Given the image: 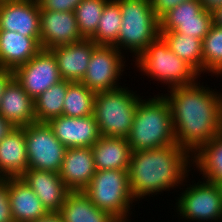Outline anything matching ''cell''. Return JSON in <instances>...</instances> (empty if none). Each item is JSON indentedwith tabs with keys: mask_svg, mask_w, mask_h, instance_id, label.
I'll return each instance as SVG.
<instances>
[{
	"mask_svg": "<svg viewBox=\"0 0 222 222\" xmlns=\"http://www.w3.org/2000/svg\"><path fill=\"white\" fill-rule=\"evenodd\" d=\"M197 81L161 93L169 104L176 144L191 156L222 132V93Z\"/></svg>",
	"mask_w": 222,
	"mask_h": 222,
	"instance_id": "obj_1",
	"label": "cell"
},
{
	"mask_svg": "<svg viewBox=\"0 0 222 222\" xmlns=\"http://www.w3.org/2000/svg\"><path fill=\"white\" fill-rule=\"evenodd\" d=\"M191 167L192 156L176 143L132 152L128 173L134 200L183 185Z\"/></svg>",
	"mask_w": 222,
	"mask_h": 222,
	"instance_id": "obj_2",
	"label": "cell"
},
{
	"mask_svg": "<svg viewBox=\"0 0 222 222\" xmlns=\"http://www.w3.org/2000/svg\"><path fill=\"white\" fill-rule=\"evenodd\" d=\"M126 140L132 152L176 143L169 104L161 94L153 98H142L138 102L134 122Z\"/></svg>",
	"mask_w": 222,
	"mask_h": 222,
	"instance_id": "obj_3",
	"label": "cell"
},
{
	"mask_svg": "<svg viewBox=\"0 0 222 222\" xmlns=\"http://www.w3.org/2000/svg\"><path fill=\"white\" fill-rule=\"evenodd\" d=\"M122 25L117 42L119 51L133 53L137 58L146 47L160 36V21L150 0H119Z\"/></svg>",
	"mask_w": 222,
	"mask_h": 222,
	"instance_id": "obj_4",
	"label": "cell"
},
{
	"mask_svg": "<svg viewBox=\"0 0 222 222\" xmlns=\"http://www.w3.org/2000/svg\"><path fill=\"white\" fill-rule=\"evenodd\" d=\"M135 92V93H134ZM121 87L111 91L96 92L93 116L101 136L126 138L134 122L138 102L137 91Z\"/></svg>",
	"mask_w": 222,
	"mask_h": 222,
	"instance_id": "obj_5",
	"label": "cell"
},
{
	"mask_svg": "<svg viewBox=\"0 0 222 222\" xmlns=\"http://www.w3.org/2000/svg\"><path fill=\"white\" fill-rule=\"evenodd\" d=\"M138 70L149 78L168 85V88L189 85L200 74L186 61L180 59L159 36L135 59Z\"/></svg>",
	"mask_w": 222,
	"mask_h": 222,
	"instance_id": "obj_6",
	"label": "cell"
},
{
	"mask_svg": "<svg viewBox=\"0 0 222 222\" xmlns=\"http://www.w3.org/2000/svg\"><path fill=\"white\" fill-rule=\"evenodd\" d=\"M83 193L97 208L110 213L117 220H130V210L135 200L128 170L96 171Z\"/></svg>",
	"mask_w": 222,
	"mask_h": 222,
	"instance_id": "obj_7",
	"label": "cell"
},
{
	"mask_svg": "<svg viewBox=\"0 0 222 222\" xmlns=\"http://www.w3.org/2000/svg\"><path fill=\"white\" fill-rule=\"evenodd\" d=\"M182 191L175 203L180 218L193 222L222 221V198L216 183L199 179Z\"/></svg>",
	"mask_w": 222,
	"mask_h": 222,
	"instance_id": "obj_8",
	"label": "cell"
},
{
	"mask_svg": "<svg viewBox=\"0 0 222 222\" xmlns=\"http://www.w3.org/2000/svg\"><path fill=\"white\" fill-rule=\"evenodd\" d=\"M28 169L59 173L67 150L47 123L35 122L23 127Z\"/></svg>",
	"mask_w": 222,
	"mask_h": 222,
	"instance_id": "obj_9",
	"label": "cell"
},
{
	"mask_svg": "<svg viewBox=\"0 0 222 222\" xmlns=\"http://www.w3.org/2000/svg\"><path fill=\"white\" fill-rule=\"evenodd\" d=\"M122 53L115 46L97 45L81 83L95 93L121 88L118 81L126 62Z\"/></svg>",
	"mask_w": 222,
	"mask_h": 222,
	"instance_id": "obj_10",
	"label": "cell"
},
{
	"mask_svg": "<svg viewBox=\"0 0 222 222\" xmlns=\"http://www.w3.org/2000/svg\"><path fill=\"white\" fill-rule=\"evenodd\" d=\"M13 75L33 100L62 80L56 58L50 50L44 49L26 64L17 67Z\"/></svg>",
	"mask_w": 222,
	"mask_h": 222,
	"instance_id": "obj_11",
	"label": "cell"
},
{
	"mask_svg": "<svg viewBox=\"0 0 222 222\" xmlns=\"http://www.w3.org/2000/svg\"><path fill=\"white\" fill-rule=\"evenodd\" d=\"M75 12L40 10V45L44 50L82 41Z\"/></svg>",
	"mask_w": 222,
	"mask_h": 222,
	"instance_id": "obj_12",
	"label": "cell"
},
{
	"mask_svg": "<svg viewBox=\"0 0 222 222\" xmlns=\"http://www.w3.org/2000/svg\"><path fill=\"white\" fill-rule=\"evenodd\" d=\"M47 124L56 138L67 148H91L101 136L93 115L78 118L61 115L51 119Z\"/></svg>",
	"mask_w": 222,
	"mask_h": 222,
	"instance_id": "obj_13",
	"label": "cell"
},
{
	"mask_svg": "<svg viewBox=\"0 0 222 222\" xmlns=\"http://www.w3.org/2000/svg\"><path fill=\"white\" fill-rule=\"evenodd\" d=\"M0 30L40 37V4L32 0L1 2Z\"/></svg>",
	"mask_w": 222,
	"mask_h": 222,
	"instance_id": "obj_14",
	"label": "cell"
},
{
	"mask_svg": "<svg viewBox=\"0 0 222 222\" xmlns=\"http://www.w3.org/2000/svg\"><path fill=\"white\" fill-rule=\"evenodd\" d=\"M20 178L30 186L50 213L59 212L71 192L59 173L28 169Z\"/></svg>",
	"mask_w": 222,
	"mask_h": 222,
	"instance_id": "obj_15",
	"label": "cell"
},
{
	"mask_svg": "<svg viewBox=\"0 0 222 222\" xmlns=\"http://www.w3.org/2000/svg\"><path fill=\"white\" fill-rule=\"evenodd\" d=\"M96 46L91 39H83L80 42L51 48L62 80L81 82Z\"/></svg>",
	"mask_w": 222,
	"mask_h": 222,
	"instance_id": "obj_16",
	"label": "cell"
},
{
	"mask_svg": "<svg viewBox=\"0 0 222 222\" xmlns=\"http://www.w3.org/2000/svg\"><path fill=\"white\" fill-rule=\"evenodd\" d=\"M96 171L90 147L67 148L59 176L71 191H83Z\"/></svg>",
	"mask_w": 222,
	"mask_h": 222,
	"instance_id": "obj_17",
	"label": "cell"
},
{
	"mask_svg": "<svg viewBox=\"0 0 222 222\" xmlns=\"http://www.w3.org/2000/svg\"><path fill=\"white\" fill-rule=\"evenodd\" d=\"M0 115L14 127H24L36 122L34 100L14 78L4 89Z\"/></svg>",
	"mask_w": 222,
	"mask_h": 222,
	"instance_id": "obj_18",
	"label": "cell"
},
{
	"mask_svg": "<svg viewBox=\"0 0 222 222\" xmlns=\"http://www.w3.org/2000/svg\"><path fill=\"white\" fill-rule=\"evenodd\" d=\"M42 49L40 37H26L18 32L0 30V67L14 71Z\"/></svg>",
	"mask_w": 222,
	"mask_h": 222,
	"instance_id": "obj_19",
	"label": "cell"
},
{
	"mask_svg": "<svg viewBox=\"0 0 222 222\" xmlns=\"http://www.w3.org/2000/svg\"><path fill=\"white\" fill-rule=\"evenodd\" d=\"M28 170V157L23 127H15L0 141V174L19 178Z\"/></svg>",
	"mask_w": 222,
	"mask_h": 222,
	"instance_id": "obj_20",
	"label": "cell"
},
{
	"mask_svg": "<svg viewBox=\"0 0 222 222\" xmlns=\"http://www.w3.org/2000/svg\"><path fill=\"white\" fill-rule=\"evenodd\" d=\"M9 201L14 222H33L49 213L20 177L9 178Z\"/></svg>",
	"mask_w": 222,
	"mask_h": 222,
	"instance_id": "obj_21",
	"label": "cell"
},
{
	"mask_svg": "<svg viewBox=\"0 0 222 222\" xmlns=\"http://www.w3.org/2000/svg\"><path fill=\"white\" fill-rule=\"evenodd\" d=\"M91 149L97 171L129 170L132 151L126 138L100 136Z\"/></svg>",
	"mask_w": 222,
	"mask_h": 222,
	"instance_id": "obj_22",
	"label": "cell"
},
{
	"mask_svg": "<svg viewBox=\"0 0 222 222\" xmlns=\"http://www.w3.org/2000/svg\"><path fill=\"white\" fill-rule=\"evenodd\" d=\"M65 222H115L110 213L97 208L83 191H71L58 212Z\"/></svg>",
	"mask_w": 222,
	"mask_h": 222,
	"instance_id": "obj_23",
	"label": "cell"
},
{
	"mask_svg": "<svg viewBox=\"0 0 222 222\" xmlns=\"http://www.w3.org/2000/svg\"><path fill=\"white\" fill-rule=\"evenodd\" d=\"M192 166L203 174L201 180L222 181V132L192 155Z\"/></svg>",
	"mask_w": 222,
	"mask_h": 222,
	"instance_id": "obj_24",
	"label": "cell"
},
{
	"mask_svg": "<svg viewBox=\"0 0 222 222\" xmlns=\"http://www.w3.org/2000/svg\"><path fill=\"white\" fill-rule=\"evenodd\" d=\"M160 36L175 55L186 61L200 75L203 73L202 40L174 31L160 32Z\"/></svg>",
	"mask_w": 222,
	"mask_h": 222,
	"instance_id": "obj_25",
	"label": "cell"
},
{
	"mask_svg": "<svg viewBox=\"0 0 222 222\" xmlns=\"http://www.w3.org/2000/svg\"><path fill=\"white\" fill-rule=\"evenodd\" d=\"M71 83L68 80H61L34 100L36 122L47 123L51 119L63 115L64 99Z\"/></svg>",
	"mask_w": 222,
	"mask_h": 222,
	"instance_id": "obj_26",
	"label": "cell"
},
{
	"mask_svg": "<svg viewBox=\"0 0 222 222\" xmlns=\"http://www.w3.org/2000/svg\"><path fill=\"white\" fill-rule=\"evenodd\" d=\"M121 25L119 0H109L104 6L96 33L91 40L97 45L113 46L117 42Z\"/></svg>",
	"mask_w": 222,
	"mask_h": 222,
	"instance_id": "obj_27",
	"label": "cell"
},
{
	"mask_svg": "<svg viewBox=\"0 0 222 222\" xmlns=\"http://www.w3.org/2000/svg\"><path fill=\"white\" fill-rule=\"evenodd\" d=\"M95 92L81 82H72L66 91L63 115L68 117H86L93 115Z\"/></svg>",
	"mask_w": 222,
	"mask_h": 222,
	"instance_id": "obj_28",
	"label": "cell"
},
{
	"mask_svg": "<svg viewBox=\"0 0 222 222\" xmlns=\"http://www.w3.org/2000/svg\"><path fill=\"white\" fill-rule=\"evenodd\" d=\"M203 74L222 76V27L212 25L202 40Z\"/></svg>",
	"mask_w": 222,
	"mask_h": 222,
	"instance_id": "obj_29",
	"label": "cell"
},
{
	"mask_svg": "<svg viewBox=\"0 0 222 222\" xmlns=\"http://www.w3.org/2000/svg\"><path fill=\"white\" fill-rule=\"evenodd\" d=\"M109 0H83L75 8L78 29L84 39H91L99 24L105 4Z\"/></svg>",
	"mask_w": 222,
	"mask_h": 222,
	"instance_id": "obj_30",
	"label": "cell"
},
{
	"mask_svg": "<svg viewBox=\"0 0 222 222\" xmlns=\"http://www.w3.org/2000/svg\"><path fill=\"white\" fill-rule=\"evenodd\" d=\"M204 10L198 0L183 2L166 13L160 21V32L174 31L177 21L198 20V15Z\"/></svg>",
	"mask_w": 222,
	"mask_h": 222,
	"instance_id": "obj_31",
	"label": "cell"
},
{
	"mask_svg": "<svg viewBox=\"0 0 222 222\" xmlns=\"http://www.w3.org/2000/svg\"><path fill=\"white\" fill-rule=\"evenodd\" d=\"M212 25V12L204 9L198 15V20L177 21V28L174 32L184 33L203 40Z\"/></svg>",
	"mask_w": 222,
	"mask_h": 222,
	"instance_id": "obj_32",
	"label": "cell"
},
{
	"mask_svg": "<svg viewBox=\"0 0 222 222\" xmlns=\"http://www.w3.org/2000/svg\"><path fill=\"white\" fill-rule=\"evenodd\" d=\"M0 222H14L9 201V178L0 182Z\"/></svg>",
	"mask_w": 222,
	"mask_h": 222,
	"instance_id": "obj_33",
	"label": "cell"
},
{
	"mask_svg": "<svg viewBox=\"0 0 222 222\" xmlns=\"http://www.w3.org/2000/svg\"><path fill=\"white\" fill-rule=\"evenodd\" d=\"M83 0H42L40 10L57 11V12H70L75 11V8Z\"/></svg>",
	"mask_w": 222,
	"mask_h": 222,
	"instance_id": "obj_34",
	"label": "cell"
},
{
	"mask_svg": "<svg viewBox=\"0 0 222 222\" xmlns=\"http://www.w3.org/2000/svg\"><path fill=\"white\" fill-rule=\"evenodd\" d=\"M191 0H150L151 7L156 17L160 20L166 13L183 2Z\"/></svg>",
	"mask_w": 222,
	"mask_h": 222,
	"instance_id": "obj_35",
	"label": "cell"
},
{
	"mask_svg": "<svg viewBox=\"0 0 222 222\" xmlns=\"http://www.w3.org/2000/svg\"><path fill=\"white\" fill-rule=\"evenodd\" d=\"M14 78L13 71L0 67V101L6 85Z\"/></svg>",
	"mask_w": 222,
	"mask_h": 222,
	"instance_id": "obj_36",
	"label": "cell"
},
{
	"mask_svg": "<svg viewBox=\"0 0 222 222\" xmlns=\"http://www.w3.org/2000/svg\"><path fill=\"white\" fill-rule=\"evenodd\" d=\"M15 127L0 115V141L9 134Z\"/></svg>",
	"mask_w": 222,
	"mask_h": 222,
	"instance_id": "obj_37",
	"label": "cell"
},
{
	"mask_svg": "<svg viewBox=\"0 0 222 222\" xmlns=\"http://www.w3.org/2000/svg\"><path fill=\"white\" fill-rule=\"evenodd\" d=\"M33 222H65L58 212H49L44 217L34 220Z\"/></svg>",
	"mask_w": 222,
	"mask_h": 222,
	"instance_id": "obj_38",
	"label": "cell"
},
{
	"mask_svg": "<svg viewBox=\"0 0 222 222\" xmlns=\"http://www.w3.org/2000/svg\"><path fill=\"white\" fill-rule=\"evenodd\" d=\"M205 10L210 12L222 6V0H198Z\"/></svg>",
	"mask_w": 222,
	"mask_h": 222,
	"instance_id": "obj_39",
	"label": "cell"
},
{
	"mask_svg": "<svg viewBox=\"0 0 222 222\" xmlns=\"http://www.w3.org/2000/svg\"><path fill=\"white\" fill-rule=\"evenodd\" d=\"M213 24L222 27V6L212 11Z\"/></svg>",
	"mask_w": 222,
	"mask_h": 222,
	"instance_id": "obj_40",
	"label": "cell"
},
{
	"mask_svg": "<svg viewBox=\"0 0 222 222\" xmlns=\"http://www.w3.org/2000/svg\"><path fill=\"white\" fill-rule=\"evenodd\" d=\"M217 185L219 187V190H220V193H221V198H222V181L218 182Z\"/></svg>",
	"mask_w": 222,
	"mask_h": 222,
	"instance_id": "obj_41",
	"label": "cell"
},
{
	"mask_svg": "<svg viewBox=\"0 0 222 222\" xmlns=\"http://www.w3.org/2000/svg\"><path fill=\"white\" fill-rule=\"evenodd\" d=\"M115 222H129V221H125V220H116Z\"/></svg>",
	"mask_w": 222,
	"mask_h": 222,
	"instance_id": "obj_42",
	"label": "cell"
},
{
	"mask_svg": "<svg viewBox=\"0 0 222 222\" xmlns=\"http://www.w3.org/2000/svg\"><path fill=\"white\" fill-rule=\"evenodd\" d=\"M4 180V177L0 174V182Z\"/></svg>",
	"mask_w": 222,
	"mask_h": 222,
	"instance_id": "obj_43",
	"label": "cell"
},
{
	"mask_svg": "<svg viewBox=\"0 0 222 222\" xmlns=\"http://www.w3.org/2000/svg\"><path fill=\"white\" fill-rule=\"evenodd\" d=\"M32 1H34L36 3H40L42 0H32Z\"/></svg>",
	"mask_w": 222,
	"mask_h": 222,
	"instance_id": "obj_44",
	"label": "cell"
},
{
	"mask_svg": "<svg viewBox=\"0 0 222 222\" xmlns=\"http://www.w3.org/2000/svg\"><path fill=\"white\" fill-rule=\"evenodd\" d=\"M7 1H13V0H0V3L1 2H7Z\"/></svg>",
	"mask_w": 222,
	"mask_h": 222,
	"instance_id": "obj_45",
	"label": "cell"
}]
</instances>
